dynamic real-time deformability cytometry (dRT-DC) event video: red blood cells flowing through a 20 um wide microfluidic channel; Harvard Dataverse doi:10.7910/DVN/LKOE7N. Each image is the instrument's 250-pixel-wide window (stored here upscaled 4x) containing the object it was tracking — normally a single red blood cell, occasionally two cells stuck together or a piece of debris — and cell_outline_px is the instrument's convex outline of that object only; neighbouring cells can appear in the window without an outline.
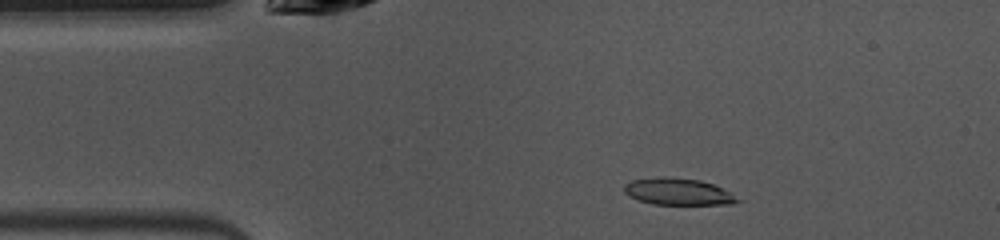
{"species": "common noctule bat (a hibernating species)", "species_latin": "Nyctalus noctula", "temperature_condition": "warm", "stored_images_in_passage": 43, "camera_frame_rate_fps": 3000, "um_per_image_px": 0.085, "animal": {"sex": "female", "body_mass_g": 10.0, "forearm_length_mm": 53.1}, "frame": {"image": 1, "passage_image": 2, "time_ms": 0.333, "image_size_px": [1000, 240], "cell_outline_px": [[744, 200], [732, 204], [652, 204], [628, 196], [624, 192], [624, 184], [632, 180], [664, 176], [668, 176], [700, 180], [712, 184]], "centroid_in_image_um": [57.62, 16.29], "position_along_channel_um": 27.4, "area_um2": 17.63}}
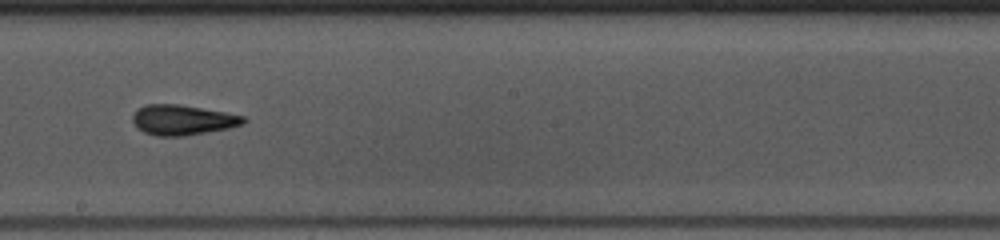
{"frame": {"image": 2, "passage_image": 20, "time_ms": 6.333, "image_size_px": [1000, 240], "cell_outline_px": [[248, 120], [244, 124], [228, 128], [184, 136], [156, 136], [144, 132], [136, 128], [132, 120], [132, 116], [136, 108], [144, 104], [180, 104], [224, 112], [244, 116]], "centroid_in_image_um": [15.48, 10.19], "position_along_channel_um": 232.7, "area_um2": 19.65}}
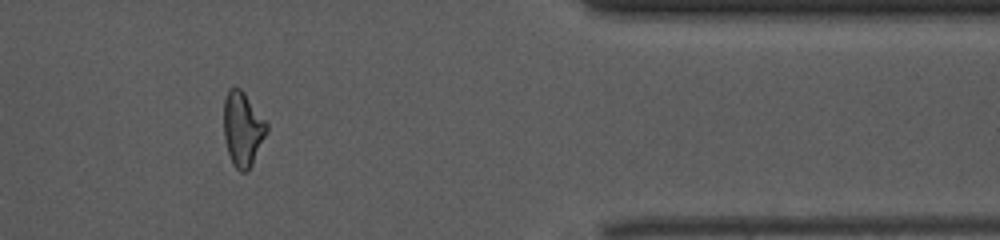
{"frame": {"image": 3, "passage_image": 34, "time_ms": 11.0, "image_size_px": [1000, 240], "cell_outline_px": [[268, 128], [252, 164], [244, 172], [240, 172], [232, 164], [228, 152], [224, 136], [224, 100], [228, 88], [240, 88], [244, 92], [268, 124]], "centroid_in_image_um": [20.61, 10.94], "position_along_channel_um": 390.8, "area_um2": 18.32}, "authors_computed_cell_mechanics": {"area_um2": 19.0162, "velocity_mm_per_s": 4.0077, "shape_relaxation_time_tau1_ms": 3.5489, "shape_relaxation_time_tau2_ms": 3.1203, "deformation_change_tau1": 0.1524, "deformation_change_tau2": 0.128}}